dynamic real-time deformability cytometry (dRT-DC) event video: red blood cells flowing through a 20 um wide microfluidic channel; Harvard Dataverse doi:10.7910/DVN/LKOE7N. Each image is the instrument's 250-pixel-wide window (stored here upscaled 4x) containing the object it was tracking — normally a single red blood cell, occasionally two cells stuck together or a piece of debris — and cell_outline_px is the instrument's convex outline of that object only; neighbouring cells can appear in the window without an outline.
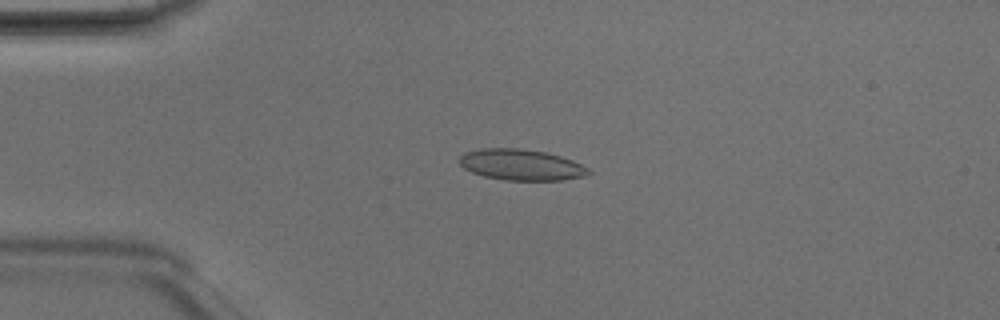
{"species": "Egyptian fruit bat (a non-hibernating species)", "species_latin": "Rousettus aegyptiacus", "temperature_condition": "room temperature", "stored_images_in_passage": 4, "camera_frame_rate_fps": 3000, "um_per_image_px": 0.085, "animal": {"sex": "male"}, "frame": {"image": 1, "passage_image": 3, "time_ms": 0.667, "image_size_px": [1000, 320], "cell_outline_px": [[592, 172], [584, 176], [564, 180], [504, 180], [484, 176], [472, 172], [464, 168], [460, 164], [460, 156], [464, 152], [484, 148], [520, 148], [548, 152], [572, 160], [588, 168]], "centroid_in_image_um": [44.31, 14.0], "position_along_channel_um": 40.7, "area_um2": 23.35}}